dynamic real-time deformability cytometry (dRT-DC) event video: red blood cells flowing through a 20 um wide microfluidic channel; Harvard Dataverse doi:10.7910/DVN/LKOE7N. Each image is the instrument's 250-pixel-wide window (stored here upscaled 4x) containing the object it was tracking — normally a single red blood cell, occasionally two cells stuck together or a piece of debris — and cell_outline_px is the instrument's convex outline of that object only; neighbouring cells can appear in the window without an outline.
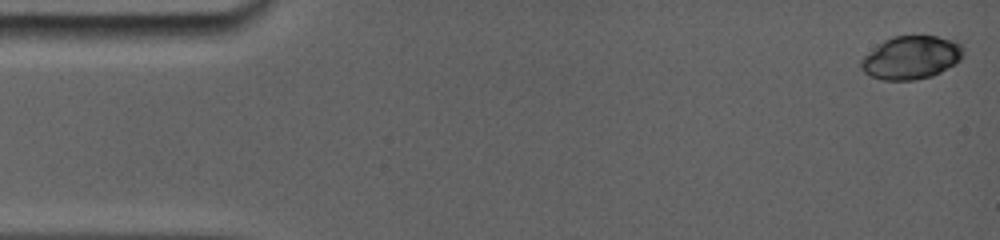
{"species": "common noctule bat (a hibernating species)", "species_latin": "Nyctalus noctula", "temperature_condition": "room temperature", "stored_images_in_passage": 12, "camera_frame_rate_fps": 5000, "um_per_image_px": 0.085, "animal": {"sex": "female", "body_mass_g": 19.0, "forearm_length_mm": 56.7}, "frame": {"image": 1, "passage_image": 1, "time_ms": 0.0, "image_size_px": [1000, 240], "cell_outline_px": [[964, 56], [956, 64], [932, 76], [916, 80], [880, 80], [864, 72], [860, 68], [860, 60], [864, 56], [884, 40], [892, 36], [936, 36], [952, 40], [964, 44]], "centroid_in_image_um": [77.48, 4.9], "position_along_channel_um": 7.5, "area_um2": 25.95}}